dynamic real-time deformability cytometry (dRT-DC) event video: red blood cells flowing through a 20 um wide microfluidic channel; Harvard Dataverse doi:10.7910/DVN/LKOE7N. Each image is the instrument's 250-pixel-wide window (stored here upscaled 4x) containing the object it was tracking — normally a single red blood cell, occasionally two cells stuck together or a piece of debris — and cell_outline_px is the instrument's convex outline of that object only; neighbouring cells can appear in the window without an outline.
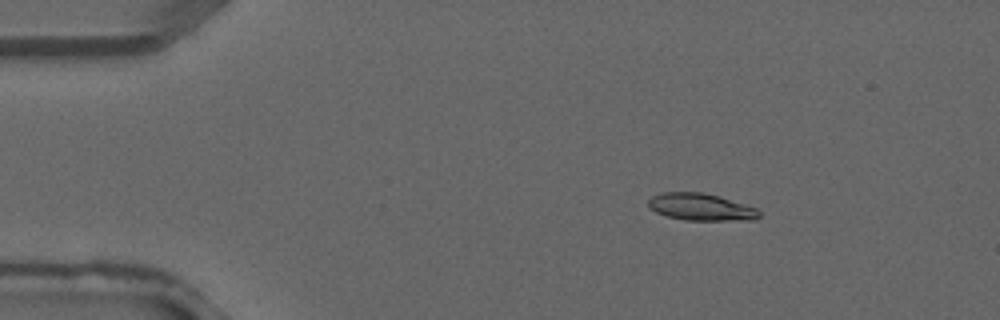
{"species": "common noctule bat (a hibernating species)", "species_latin": "Nyctalus noctula", "temperature_condition": "warm", "stored_images_in_passage": 5, "camera_frame_rate_fps": 3000, "um_per_image_px": 0.085, "animal": {"sex": "male", "forearm_length_mm": 52.5}, "frame": {"image": 1, "passage_image": 3, "time_ms": 0.667, "image_size_px": [1000, 320], "cell_outline_px": [[760, 216], [756, 220], [684, 220], [668, 216], [656, 212], [648, 208], [648, 200], [652, 196], [660, 192], [704, 192], [720, 196], [756, 208], [760, 212]], "centroid_in_image_um": [59.57, 17.59], "position_along_channel_um": 25.4, "area_um2": 17.63}}
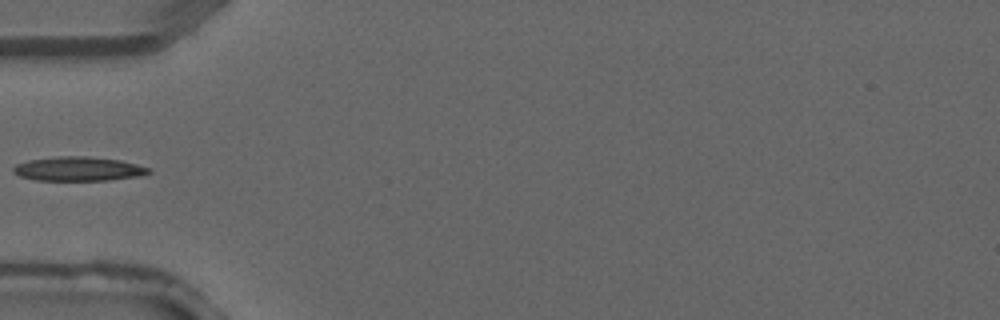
{"frame": {"image": 2, "passage_image": 5, "time_ms": 1.333, "image_size_px": [1000, 320], "cell_outline_px": [[152, 172], [140, 176], [108, 180], [36, 180], [20, 176], [12, 172], [12, 168], [16, 164], [28, 160], [60, 156], [84, 156], [120, 160], [152, 168]], "centroid_in_image_um": [6.67, 14.35], "position_along_channel_um": 78.3, "area_um2": 19.07}}